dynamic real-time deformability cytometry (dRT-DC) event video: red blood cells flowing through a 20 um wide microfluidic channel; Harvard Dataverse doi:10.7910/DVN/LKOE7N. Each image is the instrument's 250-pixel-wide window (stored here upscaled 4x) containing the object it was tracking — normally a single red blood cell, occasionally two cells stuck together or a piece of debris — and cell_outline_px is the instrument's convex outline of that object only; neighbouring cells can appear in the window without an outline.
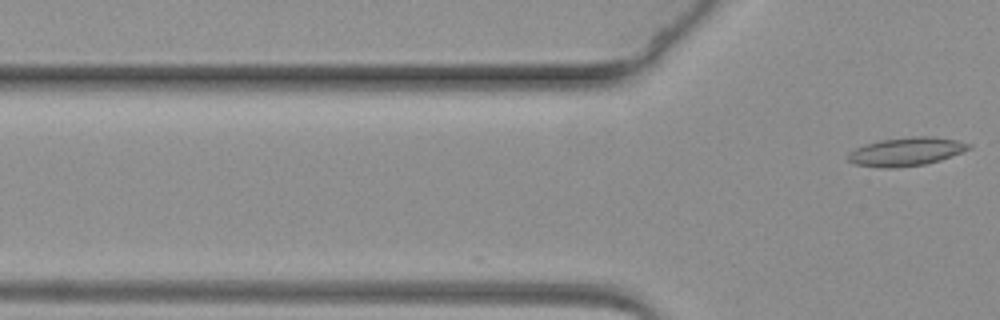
{"species": "common noctule bat (a hibernating species)", "species_latin": "Nyctalus noctula", "temperature_condition": "warm", "stored_images_in_passage": 18, "camera_frame_rate_fps": 3000, "um_per_image_px": 0.085, "animal": {"sex": "female", "body_mass_g": 19.3, "forearm_length_mm": 54.1}, "frame": {"image": 1, "passage_image": 18, "time_ms": 5.667, "image_size_px": [1000, 320], "cell_outline_px": [[972, 148], [940, 160], [924, 164], [896, 168], [884, 168], [852, 164], [848, 160], [848, 152], [856, 148], [880, 140], [912, 136], [932, 136], [956, 140], [972, 144]], "centroid_in_image_um": [77.03, 12.89], "position_along_channel_um": 48.8, "area_um2": 20.0}}